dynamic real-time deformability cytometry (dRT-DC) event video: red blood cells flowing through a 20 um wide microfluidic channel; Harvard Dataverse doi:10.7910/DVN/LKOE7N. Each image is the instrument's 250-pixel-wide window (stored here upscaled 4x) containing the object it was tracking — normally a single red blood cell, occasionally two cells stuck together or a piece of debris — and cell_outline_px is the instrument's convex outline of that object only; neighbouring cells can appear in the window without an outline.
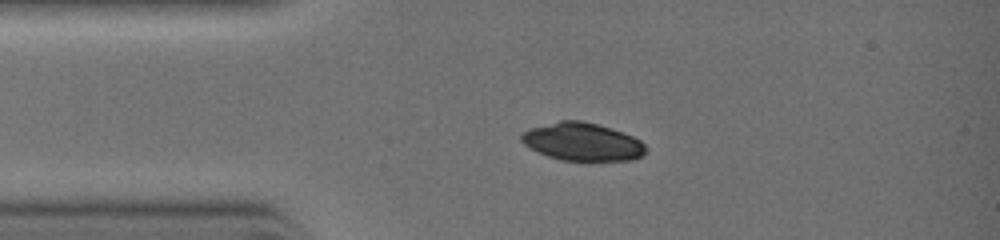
{"species": "common noctule bat (a hibernating species)", "species_latin": "Nyctalus noctula", "temperature_condition": "warm", "stored_images_in_passage": 4, "camera_frame_rate_fps": 3000, "um_per_image_px": 0.085, "animal": {"sex": "female", "body_mass_g": 19.0, "forearm_length_mm": 51.5}, "frame": {"image": 1, "passage_image": 3, "time_ms": 1.333, "image_size_px": [1000, 240], "cell_outline_px": [[648, 152], [644, 156], [632, 160], [588, 164], [560, 160], [548, 156], [524, 144], [520, 140], [520, 136], [528, 128], [560, 120], [580, 120], [596, 124], [632, 136], [640, 140], [648, 148]], "centroid_in_image_um": [49.55, 12.12], "position_along_channel_um": 35.4, "area_um2": 28.38}}